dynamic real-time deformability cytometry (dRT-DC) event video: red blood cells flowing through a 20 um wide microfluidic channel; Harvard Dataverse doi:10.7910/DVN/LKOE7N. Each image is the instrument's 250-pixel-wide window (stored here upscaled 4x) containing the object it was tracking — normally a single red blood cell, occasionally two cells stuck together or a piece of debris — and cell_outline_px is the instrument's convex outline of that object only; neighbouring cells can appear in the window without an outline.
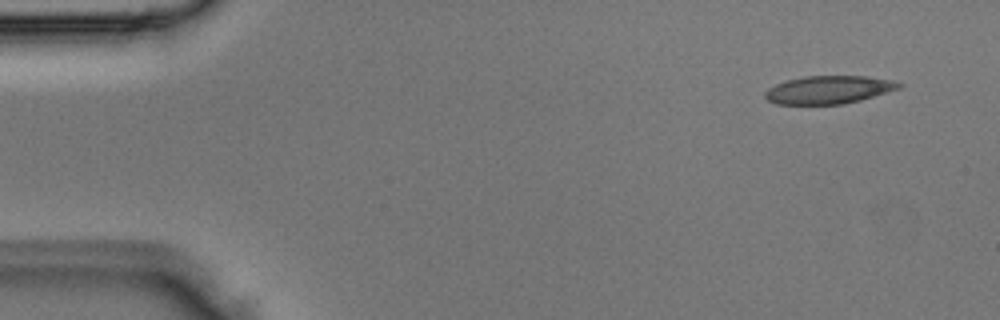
{"species": "Egyptian fruit bat (a non-hibernating species)", "species_latin": "Rousettus aegyptiacus", "temperature_condition": "room temperature", "stored_images_in_passage": 2, "camera_frame_rate_fps": 3000, "um_per_image_px": 0.085, "animal": {"sex": "male"}, "frame": {"image": 1, "passage_image": 2, "time_ms": 0.333, "image_size_px": [1000, 320], "cell_outline_px": [[904, 84], [900, 88], [860, 100], [844, 104], [776, 104], [768, 100], [764, 96], [764, 92], [768, 88], [776, 84], [788, 80], [804, 76], [864, 76], [892, 80]], "centroid_in_image_um": [70.43, 7.63], "position_along_channel_um": 14.6, "area_um2": 21.73}}